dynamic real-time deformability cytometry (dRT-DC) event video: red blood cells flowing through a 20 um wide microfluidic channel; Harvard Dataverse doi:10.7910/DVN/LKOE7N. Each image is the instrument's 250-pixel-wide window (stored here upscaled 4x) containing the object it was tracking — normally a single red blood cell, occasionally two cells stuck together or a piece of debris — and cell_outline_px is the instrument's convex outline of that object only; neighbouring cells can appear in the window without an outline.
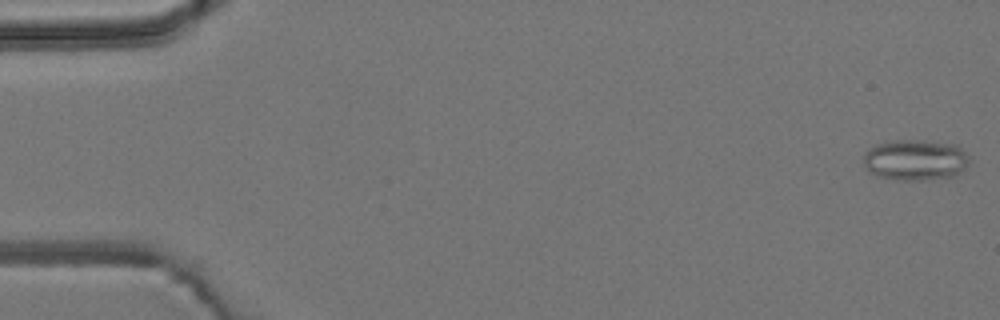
{"species": "common noctule bat (a hibernating species)", "species_latin": "Nyctalus noctula", "temperature_condition": "room temperature", "stored_images_in_passage": 4, "camera_frame_rate_fps": 3000, "um_per_image_px": 0.085, "animal": {"sex": "male", "body_mass_g": 19.2, "forearm_length_mm": 51.8}, "frame": {"image": 1, "passage_image": 1, "time_ms": 0.0, "image_size_px": [1000, 320], "cell_outline_px": [[972, 156], [968, 164], [960, 172], [952, 176], [928, 180], [892, 180], [868, 172], [864, 164], [864, 156], [868, 148], [884, 140], [924, 140], [956, 144]], "centroid_in_image_um": [77.81, 13.58], "position_along_channel_um": 7.2, "area_um2": 25.78}}